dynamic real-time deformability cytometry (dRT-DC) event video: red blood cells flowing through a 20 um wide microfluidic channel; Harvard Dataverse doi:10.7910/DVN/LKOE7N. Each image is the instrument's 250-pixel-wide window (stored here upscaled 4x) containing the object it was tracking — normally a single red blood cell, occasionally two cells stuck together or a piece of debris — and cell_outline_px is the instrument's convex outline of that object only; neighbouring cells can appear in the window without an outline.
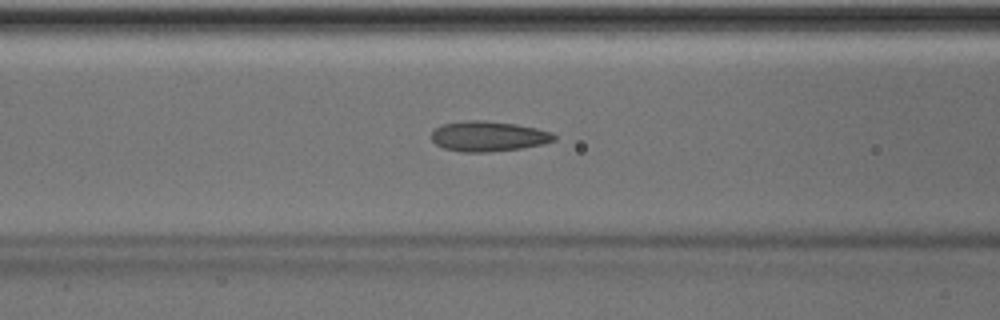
{"species": "Egyptian fruit bat (a non-hibernating species)", "species_latin": "Rousettus aegyptiacus", "temperature_condition": "room temperature", "stored_images_in_passage": 37, "camera_frame_rate_fps": 3000, "um_per_image_px": 0.085, "animal": {"sex": "male"}, "frame": {"image": 1, "passage_image": 7, "time_ms": 2.0, "image_size_px": [1000, 320], "cell_outline_px": [[556, 140], [544, 144], [520, 148], [488, 152], [460, 152], [444, 148], [436, 144], [432, 140], [432, 132], [440, 124], [468, 120], [484, 120], [516, 124], [536, 128], [552, 132], [556, 136]], "centroid_in_image_um": [41.51, 11.58], "position_along_channel_um": 125.1, "area_um2": 21.68}}
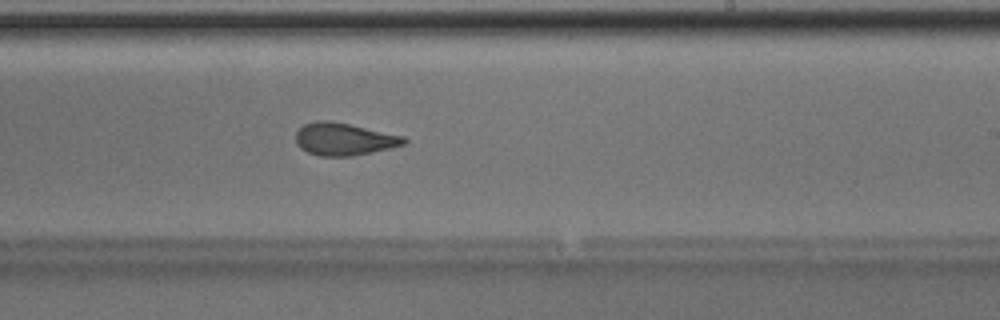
{"frame": {"image": 2, "passage_image": 17, "time_ms": 5.333, "image_size_px": [1000, 320], "cell_outline_px": [[408, 140], [404, 144], [388, 148], [352, 156], [320, 156], [308, 152], [300, 148], [296, 144], [296, 132], [304, 124], [316, 120], [332, 120], [404, 136]], "centroid_in_image_um": [29.21, 11.81], "position_along_channel_um": 259.8, "area_um2": 20.4}}
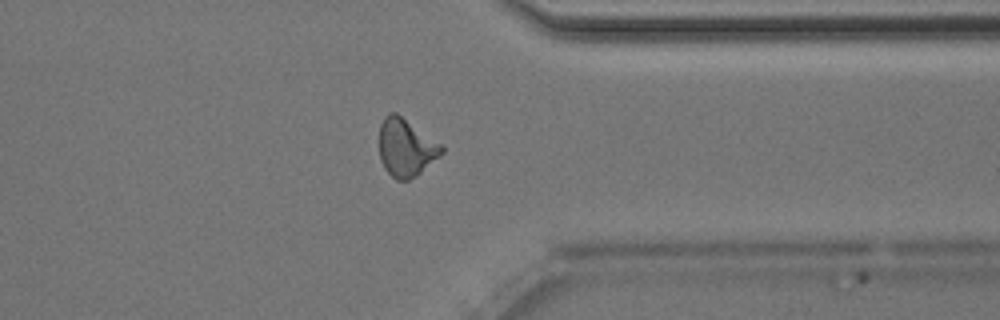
{"frame": {"image": 3, "passage_image": 26, "time_ms": 8.333, "image_size_px": [1000, 320], "cell_outline_px": [[444, 152], [440, 156], [416, 176], [408, 180], [396, 180], [384, 168], [380, 160], [380, 124], [384, 116], [388, 112], [396, 112], [440, 144], [444, 148]], "centroid_in_image_um": [34.49, 12.55], "position_along_channel_um": 376.9, "area_um2": 20.81}, "authors_computed_cell_mechanics": {"area_um2": 20.6924, "velocity_mm_per_s": 4.0531, "shape_relaxation_time_tau1_ms": 3.5077, "shape_relaxation_time_tau2_ms": 1.3628, "deformation_change_tau1": 0.1339, "deformation_change_tau2": 0.0757}}